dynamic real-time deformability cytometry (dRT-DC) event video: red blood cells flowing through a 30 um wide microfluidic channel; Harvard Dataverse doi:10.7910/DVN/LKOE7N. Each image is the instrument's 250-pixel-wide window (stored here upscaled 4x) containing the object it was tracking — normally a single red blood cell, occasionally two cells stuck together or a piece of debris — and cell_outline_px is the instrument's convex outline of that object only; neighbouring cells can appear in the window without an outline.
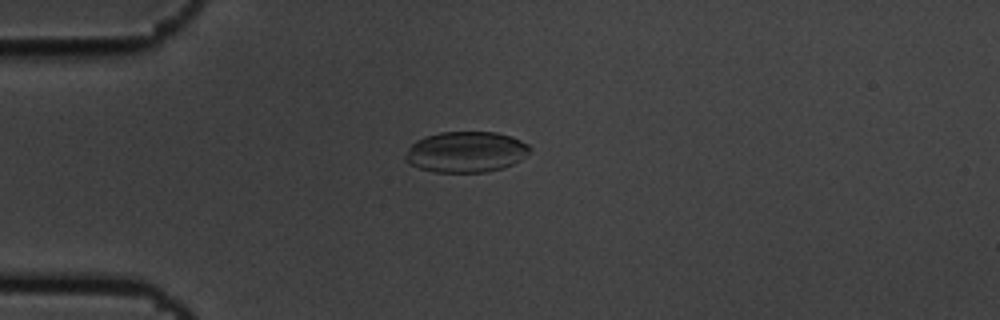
{"species": "common noctule bat (a hibernating species)", "species_latin": "Nyctalus noctula", "temperature_condition": "cold", "stored_images_in_passage": 6, "camera_frame_rate_fps": 3000, "um_per_image_px": 0.085, "animal": {"sex": "male", "body_mass_g": 19.5, "forearm_length_mm": 54.6}, "frame": {"image": 1, "passage_image": 5, "time_ms": 1.333, "image_size_px": [1000, 320], "cell_outline_px": [[532, 148], [520, 160], [504, 168], [488, 172], [432, 172], [408, 164], [404, 160], [404, 156], [408, 148], [416, 140], [424, 136], [440, 132], [496, 132], [512, 136], [528, 144]], "centroid_in_image_um": [39.58, 12.91], "position_along_channel_um": 45.4, "area_um2": 29.88}}